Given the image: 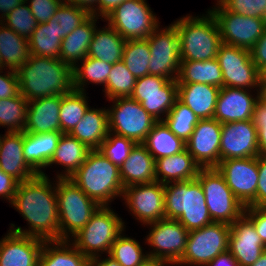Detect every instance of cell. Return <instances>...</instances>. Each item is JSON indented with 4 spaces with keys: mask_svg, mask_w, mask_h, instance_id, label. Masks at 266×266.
<instances>
[{
    "mask_svg": "<svg viewBox=\"0 0 266 266\" xmlns=\"http://www.w3.org/2000/svg\"><path fill=\"white\" fill-rule=\"evenodd\" d=\"M258 155L257 129L252 120L222 124L220 161Z\"/></svg>",
    "mask_w": 266,
    "mask_h": 266,
    "instance_id": "ffe728a7",
    "label": "cell"
},
{
    "mask_svg": "<svg viewBox=\"0 0 266 266\" xmlns=\"http://www.w3.org/2000/svg\"><path fill=\"white\" fill-rule=\"evenodd\" d=\"M109 133L107 109L89 107L83 118L69 133L90 150H98Z\"/></svg>",
    "mask_w": 266,
    "mask_h": 266,
    "instance_id": "f546056e",
    "label": "cell"
},
{
    "mask_svg": "<svg viewBox=\"0 0 266 266\" xmlns=\"http://www.w3.org/2000/svg\"><path fill=\"white\" fill-rule=\"evenodd\" d=\"M164 201L165 218L178 220L188 231L213 222L197 179L164 184Z\"/></svg>",
    "mask_w": 266,
    "mask_h": 266,
    "instance_id": "277c9868",
    "label": "cell"
},
{
    "mask_svg": "<svg viewBox=\"0 0 266 266\" xmlns=\"http://www.w3.org/2000/svg\"><path fill=\"white\" fill-rule=\"evenodd\" d=\"M155 160L186 149V142L173 134L164 121H157L142 143Z\"/></svg>",
    "mask_w": 266,
    "mask_h": 266,
    "instance_id": "8d00e7d4",
    "label": "cell"
},
{
    "mask_svg": "<svg viewBox=\"0 0 266 266\" xmlns=\"http://www.w3.org/2000/svg\"><path fill=\"white\" fill-rule=\"evenodd\" d=\"M27 3V1L22 2L0 22L20 36L29 39L38 23L30 11L29 5H26Z\"/></svg>",
    "mask_w": 266,
    "mask_h": 266,
    "instance_id": "7dc6e473",
    "label": "cell"
},
{
    "mask_svg": "<svg viewBox=\"0 0 266 266\" xmlns=\"http://www.w3.org/2000/svg\"><path fill=\"white\" fill-rule=\"evenodd\" d=\"M90 15L91 14L84 8L63 2L47 23L57 32L58 37L63 39L82 24Z\"/></svg>",
    "mask_w": 266,
    "mask_h": 266,
    "instance_id": "ee69618b",
    "label": "cell"
},
{
    "mask_svg": "<svg viewBox=\"0 0 266 266\" xmlns=\"http://www.w3.org/2000/svg\"><path fill=\"white\" fill-rule=\"evenodd\" d=\"M60 105L61 95L28 101L27 120L23 132H61Z\"/></svg>",
    "mask_w": 266,
    "mask_h": 266,
    "instance_id": "d4e9b609",
    "label": "cell"
},
{
    "mask_svg": "<svg viewBox=\"0 0 266 266\" xmlns=\"http://www.w3.org/2000/svg\"><path fill=\"white\" fill-rule=\"evenodd\" d=\"M151 57L148 74L177 80L180 70V37L172 23L160 29V25L146 38Z\"/></svg>",
    "mask_w": 266,
    "mask_h": 266,
    "instance_id": "4fadbf2b",
    "label": "cell"
},
{
    "mask_svg": "<svg viewBox=\"0 0 266 266\" xmlns=\"http://www.w3.org/2000/svg\"><path fill=\"white\" fill-rule=\"evenodd\" d=\"M2 70L0 68V99L17 96L20 93L17 71L8 70L6 74L1 75Z\"/></svg>",
    "mask_w": 266,
    "mask_h": 266,
    "instance_id": "816d5d0a",
    "label": "cell"
},
{
    "mask_svg": "<svg viewBox=\"0 0 266 266\" xmlns=\"http://www.w3.org/2000/svg\"><path fill=\"white\" fill-rule=\"evenodd\" d=\"M222 124L216 119L199 120L186 142V149L200 168H216L220 163Z\"/></svg>",
    "mask_w": 266,
    "mask_h": 266,
    "instance_id": "d6986e66",
    "label": "cell"
},
{
    "mask_svg": "<svg viewBox=\"0 0 266 266\" xmlns=\"http://www.w3.org/2000/svg\"><path fill=\"white\" fill-rule=\"evenodd\" d=\"M229 235L230 225L219 222L189 231L185 252L175 266H207L228 251Z\"/></svg>",
    "mask_w": 266,
    "mask_h": 266,
    "instance_id": "9c48e42d",
    "label": "cell"
},
{
    "mask_svg": "<svg viewBox=\"0 0 266 266\" xmlns=\"http://www.w3.org/2000/svg\"><path fill=\"white\" fill-rule=\"evenodd\" d=\"M124 223L109 206H99L70 241L88 259L101 256L103 252L109 254L114 241L124 232Z\"/></svg>",
    "mask_w": 266,
    "mask_h": 266,
    "instance_id": "52a82bcc",
    "label": "cell"
},
{
    "mask_svg": "<svg viewBox=\"0 0 266 266\" xmlns=\"http://www.w3.org/2000/svg\"><path fill=\"white\" fill-rule=\"evenodd\" d=\"M80 63L73 67L74 90L86 92L84 86H87L88 81L105 88L112 64L88 56Z\"/></svg>",
    "mask_w": 266,
    "mask_h": 266,
    "instance_id": "74e56055",
    "label": "cell"
},
{
    "mask_svg": "<svg viewBox=\"0 0 266 266\" xmlns=\"http://www.w3.org/2000/svg\"><path fill=\"white\" fill-rule=\"evenodd\" d=\"M28 1L30 11L38 24L48 22L57 9L63 3V0H25Z\"/></svg>",
    "mask_w": 266,
    "mask_h": 266,
    "instance_id": "f907efd6",
    "label": "cell"
},
{
    "mask_svg": "<svg viewBox=\"0 0 266 266\" xmlns=\"http://www.w3.org/2000/svg\"><path fill=\"white\" fill-rule=\"evenodd\" d=\"M202 16L186 15L174 21L180 37L181 61H205L217 58L222 44L217 21L209 11Z\"/></svg>",
    "mask_w": 266,
    "mask_h": 266,
    "instance_id": "5b68a950",
    "label": "cell"
},
{
    "mask_svg": "<svg viewBox=\"0 0 266 266\" xmlns=\"http://www.w3.org/2000/svg\"><path fill=\"white\" fill-rule=\"evenodd\" d=\"M244 214L252 221L256 232L266 245V208L246 206Z\"/></svg>",
    "mask_w": 266,
    "mask_h": 266,
    "instance_id": "f5cc1de1",
    "label": "cell"
},
{
    "mask_svg": "<svg viewBox=\"0 0 266 266\" xmlns=\"http://www.w3.org/2000/svg\"><path fill=\"white\" fill-rule=\"evenodd\" d=\"M108 257L102 258L101 256L90 258L88 261V266H121L114 258L109 255Z\"/></svg>",
    "mask_w": 266,
    "mask_h": 266,
    "instance_id": "be15d7a7",
    "label": "cell"
},
{
    "mask_svg": "<svg viewBox=\"0 0 266 266\" xmlns=\"http://www.w3.org/2000/svg\"><path fill=\"white\" fill-rule=\"evenodd\" d=\"M60 240H70L90 220L99 205L71 179L56 178Z\"/></svg>",
    "mask_w": 266,
    "mask_h": 266,
    "instance_id": "8992f818",
    "label": "cell"
},
{
    "mask_svg": "<svg viewBox=\"0 0 266 266\" xmlns=\"http://www.w3.org/2000/svg\"><path fill=\"white\" fill-rule=\"evenodd\" d=\"M220 88L208 84H178V100L200 119H212Z\"/></svg>",
    "mask_w": 266,
    "mask_h": 266,
    "instance_id": "83f0119b",
    "label": "cell"
},
{
    "mask_svg": "<svg viewBox=\"0 0 266 266\" xmlns=\"http://www.w3.org/2000/svg\"><path fill=\"white\" fill-rule=\"evenodd\" d=\"M178 84L200 83L223 87V73L217 58L205 61H181Z\"/></svg>",
    "mask_w": 266,
    "mask_h": 266,
    "instance_id": "d590c367",
    "label": "cell"
},
{
    "mask_svg": "<svg viewBox=\"0 0 266 266\" xmlns=\"http://www.w3.org/2000/svg\"><path fill=\"white\" fill-rule=\"evenodd\" d=\"M136 144L129 138L109 132L98 151L120 168Z\"/></svg>",
    "mask_w": 266,
    "mask_h": 266,
    "instance_id": "c3c4849f",
    "label": "cell"
},
{
    "mask_svg": "<svg viewBox=\"0 0 266 266\" xmlns=\"http://www.w3.org/2000/svg\"><path fill=\"white\" fill-rule=\"evenodd\" d=\"M259 82H266V65L259 70Z\"/></svg>",
    "mask_w": 266,
    "mask_h": 266,
    "instance_id": "89a4df30",
    "label": "cell"
},
{
    "mask_svg": "<svg viewBox=\"0 0 266 266\" xmlns=\"http://www.w3.org/2000/svg\"><path fill=\"white\" fill-rule=\"evenodd\" d=\"M10 205L22 215L29 227L24 230L11 224L8 231L44 241L60 240L55 184L46 173L19 182Z\"/></svg>",
    "mask_w": 266,
    "mask_h": 266,
    "instance_id": "6da1fadb",
    "label": "cell"
},
{
    "mask_svg": "<svg viewBox=\"0 0 266 266\" xmlns=\"http://www.w3.org/2000/svg\"><path fill=\"white\" fill-rule=\"evenodd\" d=\"M44 240L9 231L0 240V266H39Z\"/></svg>",
    "mask_w": 266,
    "mask_h": 266,
    "instance_id": "603a6c76",
    "label": "cell"
},
{
    "mask_svg": "<svg viewBox=\"0 0 266 266\" xmlns=\"http://www.w3.org/2000/svg\"><path fill=\"white\" fill-rule=\"evenodd\" d=\"M125 0H98V17L102 20Z\"/></svg>",
    "mask_w": 266,
    "mask_h": 266,
    "instance_id": "6f0895ef",
    "label": "cell"
},
{
    "mask_svg": "<svg viewBox=\"0 0 266 266\" xmlns=\"http://www.w3.org/2000/svg\"><path fill=\"white\" fill-rule=\"evenodd\" d=\"M17 74L19 92L28 101L74 90L73 67L61 59L30 55Z\"/></svg>",
    "mask_w": 266,
    "mask_h": 266,
    "instance_id": "7a4b0ae2",
    "label": "cell"
},
{
    "mask_svg": "<svg viewBox=\"0 0 266 266\" xmlns=\"http://www.w3.org/2000/svg\"><path fill=\"white\" fill-rule=\"evenodd\" d=\"M18 183L11 175L6 174L0 169V198L6 199L11 203Z\"/></svg>",
    "mask_w": 266,
    "mask_h": 266,
    "instance_id": "11a10c76",
    "label": "cell"
},
{
    "mask_svg": "<svg viewBox=\"0 0 266 266\" xmlns=\"http://www.w3.org/2000/svg\"><path fill=\"white\" fill-rule=\"evenodd\" d=\"M61 42L52 26L40 23L28 39L30 55L60 59Z\"/></svg>",
    "mask_w": 266,
    "mask_h": 266,
    "instance_id": "ab89813d",
    "label": "cell"
},
{
    "mask_svg": "<svg viewBox=\"0 0 266 266\" xmlns=\"http://www.w3.org/2000/svg\"><path fill=\"white\" fill-rule=\"evenodd\" d=\"M196 179L203 188L213 222L231 225L244 213L245 207L235 197L217 168H201Z\"/></svg>",
    "mask_w": 266,
    "mask_h": 266,
    "instance_id": "ba28073f",
    "label": "cell"
},
{
    "mask_svg": "<svg viewBox=\"0 0 266 266\" xmlns=\"http://www.w3.org/2000/svg\"><path fill=\"white\" fill-rule=\"evenodd\" d=\"M167 265L168 264L166 262L155 260V259H149L141 266H167Z\"/></svg>",
    "mask_w": 266,
    "mask_h": 266,
    "instance_id": "003e7915",
    "label": "cell"
},
{
    "mask_svg": "<svg viewBox=\"0 0 266 266\" xmlns=\"http://www.w3.org/2000/svg\"><path fill=\"white\" fill-rule=\"evenodd\" d=\"M200 169L187 149L155 160V177L161 184L196 179Z\"/></svg>",
    "mask_w": 266,
    "mask_h": 266,
    "instance_id": "f1b7e54d",
    "label": "cell"
},
{
    "mask_svg": "<svg viewBox=\"0 0 266 266\" xmlns=\"http://www.w3.org/2000/svg\"><path fill=\"white\" fill-rule=\"evenodd\" d=\"M217 21L222 43L251 50L266 30V20L226 11L218 2L209 10Z\"/></svg>",
    "mask_w": 266,
    "mask_h": 266,
    "instance_id": "5bb4252c",
    "label": "cell"
},
{
    "mask_svg": "<svg viewBox=\"0 0 266 266\" xmlns=\"http://www.w3.org/2000/svg\"><path fill=\"white\" fill-rule=\"evenodd\" d=\"M109 256L114 258L121 266H141L149 260L148 254L135 238L124 237L123 232L111 246Z\"/></svg>",
    "mask_w": 266,
    "mask_h": 266,
    "instance_id": "bcb514c9",
    "label": "cell"
},
{
    "mask_svg": "<svg viewBox=\"0 0 266 266\" xmlns=\"http://www.w3.org/2000/svg\"><path fill=\"white\" fill-rule=\"evenodd\" d=\"M98 19L102 18L91 14L74 31L62 39L60 59L63 62L74 67L78 61H82L87 57L89 44L97 28L96 22Z\"/></svg>",
    "mask_w": 266,
    "mask_h": 266,
    "instance_id": "4dcf8cb0",
    "label": "cell"
},
{
    "mask_svg": "<svg viewBox=\"0 0 266 266\" xmlns=\"http://www.w3.org/2000/svg\"><path fill=\"white\" fill-rule=\"evenodd\" d=\"M89 259L70 240L44 241L39 266H88Z\"/></svg>",
    "mask_w": 266,
    "mask_h": 266,
    "instance_id": "e575fe53",
    "label": "cell"
},
{
    "mask_svg": "<svg viewBox=\"0 0 266 266\" xmlns=\"http://www.w3.org/2000/svg\"><path fill=\"white\" fill-rule=\"evenodd\" d=\"M104 20L125 40L146 39L160 25L145 0H125Z\"/></svg>",
    "mask_w": 266,
    "mask_h": 266,
    "instance_id": "8fae6325",
    "label": "cell"
},
{
    "mask_svg": "<svg viewBox=\"0 0 266 266\" xmlns=\"http://www.w3.org/2000/svg\"><path fill=\"white\" fill-rule=\"evenodd\" d=\"M136 80L122 60L114 63L103 90L105 97L109 101L120 97H130Z\"/></svg>",
    "mask_w": 266,
    "mask_h": 266,
    "instance_id": "f6af8a7d",
    "label": "cell"
},
{
    "mask_svg": "<svg viewBox=\"0 0 266 266\" xmlns=\"http://www.w3.org/2000/svg\"><path fill=\"white\" fill-rule=\"evenodd\" d=\"M0 169L18 182L27 181L37 173L23 157V132L0 135Z\"/></svg>",
    "mask_w": 266,
    "mask_h": 266,
    "instance_id": "cb8c5ba5",
    "label": "cell"
},
{
    "mask_svg": "<svg viewBox=\"0 0 266 266\" xmlns=\"http://www.w3.org/2000/svg\"><path fill=\"white\" fill-rule=\"evenodd\" d=\"M216 168L244 207H256L259 180L257 157L222 160Z\"/></svg>",
    "mask_w": 266,
    "mask_h": 266,
    "instance_id": "e0dca14e",
    "label": "cell"
},
{
    "mask_svg": "<svg viewBox=\"0 0 266 266\" xmlns=\"http://www.w3.org/2000/svg\"><path fill=\"white\" fill-rule=\"evenodd\" d=\"M61 135L62 132H23V157L37 174L48 167Z\"/></svg>",
    "mask_w": 266,
    "mask_h": 266,
    "instance_id": "484cf974",
    "label": "cell"
},
{
    "mask_svg": "<svg viewBox=\"0 0 266 266\" xmlns=\"http://www.w3.org/2000/svg\"><path fill=\"white\" fill-rule=\"evenodd\" d=\"M226 10L248 17H266V0H217Z\"/></svg>",
    "mask_w": 266,
    "mask_h": 266,
    "instance_id": "681fc988",
    "label": "cell"
},
{
    "mask_svg": "<svg viewBox=\"0 0 266 266\" xmlns=\"http://www.w3.org/2000/svg\"><path fill=\"white\" fill-rule=\"evenodd\" d=\"M130 97L154 119L163 121L178 99V81L148 74L136 80Z\"/></svg>",
    "mask_w": 266,
    "mask_h": 266,
    "instance_id": "9a60e30c",
    "label": "cell"
},
{
    "mask_svg": "<svg viewBox=\"0 0 266 266\" xmlns=\"http://www.w3.org/2000/svg\"><path fill=\"white\" fill-rule=\"evenodd\" d=\"M91 150L69 133H62L48 167L57 164L65 168L56 178H70L84 163Z\"/></svg>",
    "mask_w": 266,
    "mask_h": 266,
    "instance_id": "1f68e13d",
    "label": "cell"
},
{
    "mask_svg": "<svg viewBox=\"0 0 266 266\" xmlns=\"http://www.w3.org/2000/svg\"><path fill=\"white\" fill-rule=\"evenodd\" d=\"M199 120L188 106L177 99L163 121L173 134L187 142Z\"/></svg>",
    "mask_w": 266,
    "mask_h": 266,
    "instance_id": "b9f144b4",
    "label": "cell"
},
{
    "mask_svg": "<svg viewBox=\"0 0 266 266\" xmlns=\"http://www.w3.org/2000/svg\"><path fill=\"white\" fill-rule=\"evenodd\" d=\"M146 226L151 231L146 235L145 244L153 248L152 252H147L149 259L176 265L185 252L189 231L178 220L167 218Z\"/></svg>",
    "mask_w": 266,
    "mask_h": 266,
    "instance_id": "7c38bea8",
    "label": "cell"
},
{
    "mask_svg": "<svg viewBox=\"0 0 266 266\" xmlns=\"http://www.w3.org/2000/svg\"><path fill=\"white\" fill-rule=\"evenodd\" d=\"M108 110L109 132L143 143L157 122L139 102L131 97L115 98Z\"/></svg>",
    "mask_w": 266,
    "mask_h": 266,
    "instance_id": "30bf717a",
    "label": "cell"
},
{
    "mask_svg": "<svg viewBox=\"0 0 266 266\" xmlns=\"http://www.w3.org/2000/svg\"><path fill=\"white\" fill-rule=\"evenodd\" d=\"M255 127L257 129L259 155L266 157V123H262V126Z\"/></svg>",
    "mask_w": 266,
    "mask_h": 266,
    "instance_id": "6125c7cd",
    "label": "cell"
},
{
    "mask_svg": "<svg viewBox=\"0 0 266 266\" xmlns=\"http://www.w3.org/2000/svg\"><path fill=\"white\" fill-rule=\"evenodd\" d=\"M207 266H240L233 256L227 251L216 256Z\"/></svg>",
    "mask_w": 266,
    "mask_h": 266,
    "instance_id": "94428289",
    "label": "cell"
},
{
    "mask_svg": "<svg viewBox=\"0 0 266 266\" xmlns=\"http://www.w3.org/2000/svg\"><path fill=\"white\" fill-rule=\"evenodd\" d=\"M150 57L146 39L126 40L122 61L136 79L148 75Z\"/></svg>",
    "mask_w": 266,
    "mask_h": 266,
    "instance_id": "7bdbcfd3",
    "label": "cell"
},
{
    "mask_svg": "<svg viewBox=\"0 0 266 266\" xmlns=\"http://www.w3.org/2000/svg\"><path fill=\"white\" fill-rule=\"evenodd\" d=\"M251 90L223 86L219 90L213 118L224 124L235 121L252 120L257 96Z\"/></svg>",
    "mask_w": 266,
    "mask_h": 266,
    "instance_id": "7402d4cb",
    "label": "cell"
},
{
    "mask_svg": "<svg viewBox=\"0 0 266 266\" xmlns=\"http://www.w3.org/2000/svg\"><path fill=\"white\" fill-rule=\"evenodd\" d=\"M250 266H266V250L261 254L258 260H256Z\"/></svg>",
    "mask_w": 266,
    "mask_h": 266,
    "instance_id": "a7ac6f4b",
    "label": "cell"
},
{
    "mask_svg": "<svg viewBox=\"0 0 266 266\" xmlns=\"http://www.w3.org/2000/svg\"><path fill=\"white\" fill-rule=\"evenodd\" d=\"M28 100L18 94L15 97L0 99V127L6 132H23L27 120Z\"/></svg>",
    "mask_w": 266,
    "mask_h": 266,
    "instance_id": "60d3db41",
    "label": "cell"
},
{
    "mask_svg": "<svg viewBox=\"0 0 266 266\" xmlns=\"http://www.w3.org/2000/svg\"><path fill=\"white\" fill-rule=\"evenodd\" d=\"M30 57L28 39L0 22V65L17 71ZM8 67V68H7Z\"/></svg>",
    "mask_w": 266,
    "mask_h": 266,
    "instance_id": "836d02e7",
    "label": "cell"
},
{
    "mask_svg": "<svg viewBox=\"0 0 266 266\" xmlns=\"http://www.w3.org/2000/svg\"><path fill=\"white\" fill-rule=\"evenodd\" d=\"M217 60L223 73V86L258 91L259 70L250 50L222 43Z\"/></svg>",
    "mask_w": 266,
    "mask_h": 266,
    "instance_id": "2e32d148",
    "label": "cell"
},
{
    "mask_svg": "<svg viewBox=\"0 0 266 266\" xmlns=\"http://www.w3.org/2000/svg\"><path fill=\"white\" fill-rule=\"evenodd\" d=\"M252 121L255 126H262V123H266V103L259 99L254 107Z\"/></svg>",
    "mask_w": 266,
    "mask_h": 266,
    "instance_id": "91938a15",
    "label": "cell"
},
{
    "mask_svg": "<svg viewBox=\"0 0 266 266\" xmlns=\"http://www.w3.org/2000/svg\"><path fill=\"white\" fill-rule=\"evenodd\" d=\"M126 40L108 23L93 33L88 48V57L114 64L122 60Z\"/></svg>",
    "mask_w": 266,
    "mask_h": 266,
    "instance_id": "d6a6232c",
    "label": "cell"
},
{
    "mask_svg": "<svg viewBox=\"0 0 266 266\" xmlns=\"http://www.w3.org/2000/svg\"><path fill=\"white\" fill-rule=\"evenodd\" d=\"M86 92L73 90L61 95L59 122L62 133H70L90 107Z\"/></svg>",
    "mask_w": 266,
    "mask_h": 266,
    "instance_id": "f35d334b",
    "label": "cell"
},
{
    "mask_svg": "<svg viewBox=\"0 0 266 266\" xmlns=\"http://www.w3.org/2000/svg\"><path fill=\"white\" fill-rule=\"evenodd\" d=\"M250 51L254 64L260 70L266 65V30Z\"/></svg>",
    "mask_w": 266,
    "mask_h": 266,
    "instance_id": "9f6ffc18",
    "label": "cell"
},
{
    "mask_svg": "<svg viewBox=\"0 0 266 266\" xmlns=\"http://www.w3.org/2000/svg\"><path fill=\"white\" fill-rule=\"evenodd\" d=\"M258 99L266 103V82H259Z\"/></svg>",
    "mask_w": 266,
    "mask_h": 266,
    "instance_id": "03108f58",
    "label": "cell"
},
{
    "mask_svg": "<svg viewBox=\"0 0 266 266\" xmlns=\"http://www.w3.org/2000/svg\"><path fill=\"white\" fill-rule=\"evenodd\" d=\"M24 1L25 0H0V12L2 13L0 19L2 20L5 18L9 12Z\"/></svg>",
    "mask_w": 266,
    "mask_h": 266,
    "instance_id": "e7e4bbea",
    "label": "cell"
},
{
    "mask_svg": "<svg viewBox=\"0 0 266 266\" xmlns=\"http://www.w3.org/2000/svg\"><path fill=\"white\" fill-rule=\"evenodd\" d=\"M120 169V178L125 187L152 183L155 177V159L142 143H137Z\"/></svg>",
    "mask_w": 266,
    "mask_h": 266,
    "instance_id": "4316f807",
    "label": "cell"
},
{
    "mask_svg": "<svg viewBox=\"0 0 266 266\" xmlns=\"http://www.w3.org/2000/svg\"><path fill=\"white\" fill-rule=\"evenodd\" d=\"M69 179L99 206L111 205L113 199L123 196L119 167L98 150H91Z\"/></svg>",
    "mask_w": 266,
    "mask_h": 266,
    "instance_id": "3957f363",
    "label": "cell"
},
{
    "mask_svg": "<svg viewBox=\"0 0 266 266\" xmlns=\"http://www.w3.org/2000/svg\"><path fill=\"white\" fill-rule=\"evenodd\" d=\"M122 199L142 225L165 218L164 184L158 181L127 186Z\"/></svg>",
    "mask_w": 266,
    "mask_h": 266,
    "instance_id": "ac0fdd59",
    "label": "cell"
},
{
    "mask_svg": "<svg viewBox=\"0 0 266 266\" xmlns=\"http://www.w3.org/2000/svg\"><path fill=\"white\" fill-rule=\"evenodd\" d=\"M265 250L252 221L243 213L230 225L228 252L240 266H250Z\"/></svg>",
    "mask_w": 266,
    "mask_h": 266,
    "instance_id": "44dd1931",
    "label": "cell"
},
{
    "mask_svg": "<svg viewBox=\"0 0 266 266\" xmlns=\"http://www.w3.org/2000/svg\"><path fill=\"white\" fill-rule=\"evenodd\" d=\"M259 180L256 191V207L266 208V157L257 156Z\"/></svg>",
    "mask_w": 266,
    "mask_h": 266,
    "instance_id": "db71d44e",
    "label": "cell"
},
{
    "mask_svg": "<svg viewBox=\"0 0 266 266\" xmlns=\"http://www.w3.org/2000/svg\"><path fill=\"white\" fill-rule=\"evenodd\" d=\"M63 2L84 8L90 14L98 17V0H63Z\"/></svg>",
    "mask_w": 266,
    "mask_h": 266,
    "instance_id": "680465c9",
    "label": "cell"
}]
</instances>
